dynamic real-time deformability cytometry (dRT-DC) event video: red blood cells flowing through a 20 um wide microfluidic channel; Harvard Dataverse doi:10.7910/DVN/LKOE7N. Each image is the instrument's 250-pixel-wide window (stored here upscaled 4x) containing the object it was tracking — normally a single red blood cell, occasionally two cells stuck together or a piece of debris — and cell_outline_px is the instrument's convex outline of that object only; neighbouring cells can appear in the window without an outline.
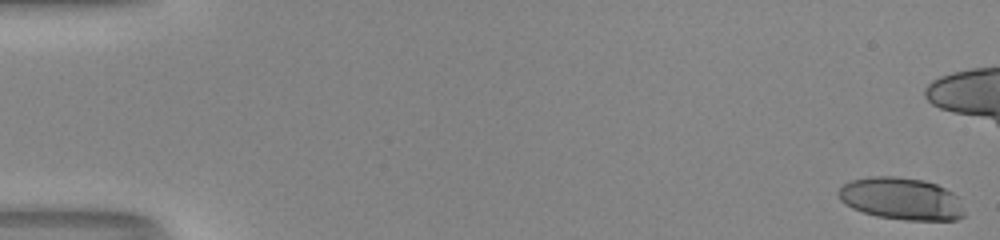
{"species": "human", "species_latin": "Homo sapiens", "temperature_condition": "room temperature", "stored_images_in_passage": 43, "camera_frame_rate_fps": 3000, "um_per_image_px": 0.085, "donor": {"sex": "male"}, "frame": {"image": 1, "passage_image": 1, "time_ms": 0.0, "image_size_px": [1000, 240], "cell_outline_px": [[964, 216], [956, 220], [904, 220], [876, 216], [852, 208], [844, 204], [840, 200], [836, 192], [844, 184], [852, 180], [868, 176], [896, 176], [924, 180], [936, 184], [952, 192], [956, 196], [964, 212]], "centroid_in_image_um": [76.57, 16.89], "position_along_channel_um": 8.4, "area_um2": 31.04}}
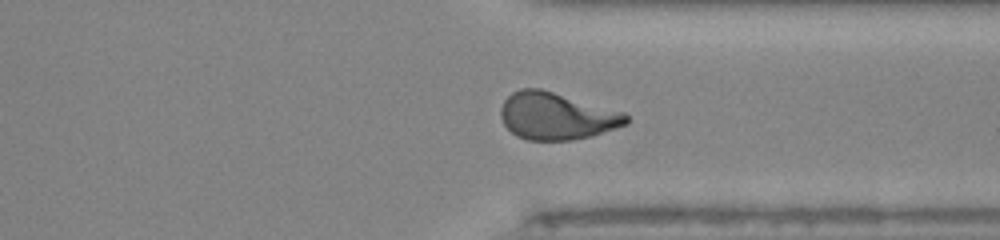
{"frame": {"image": 2, "passage_image": 40, "time_ms": 13.0, "image_size_px": [1000, 240], "cell_outline_px": [[628, 124], [592, 136], [572, 140], [528, 140], [516, 136], [504, 124], [500, 116], [500, 108], [504, 100], [512, 92], [520, 88], [540, 88], [624, 112], [628, 116]], "centroid_in_image_um": [47.29, 9.86], "position_along_channel_um": 364.1, "area_um2": 34.51}}